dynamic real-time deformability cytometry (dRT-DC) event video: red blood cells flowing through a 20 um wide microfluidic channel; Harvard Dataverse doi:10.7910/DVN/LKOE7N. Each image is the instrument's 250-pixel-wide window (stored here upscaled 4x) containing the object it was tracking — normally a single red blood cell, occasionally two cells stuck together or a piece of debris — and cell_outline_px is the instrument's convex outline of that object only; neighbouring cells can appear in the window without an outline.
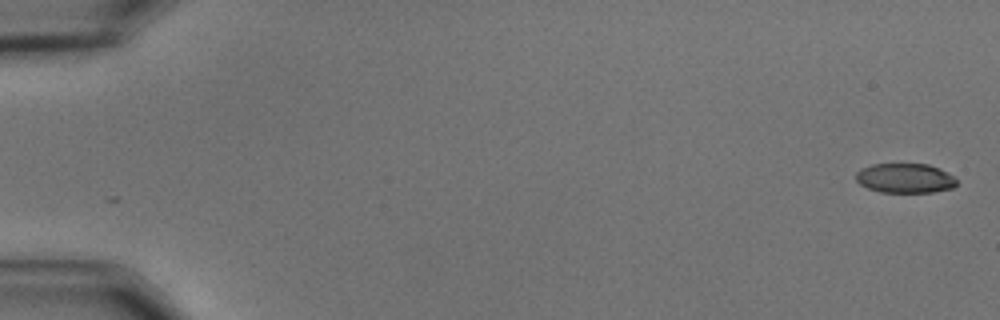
{"species": "common noctule bat (a hibernating species)", "species_latin": "Nyctalus noctula", "temperature_condition": "cold", "stored_images_in_passage": 18, "camera_frame_rate_fps": 3000, "um_per_image_px": 0.085, "animal": {"sex": "male", "body_mass_g": 15.6}, "frame": {"image": 1, "passage_image": 1, "time_ms": 0.0, "image_size_px": [1000, 320], "cell_outline_px": [[956, 184], [952, 188], [932, 192], [880, 192], [868, 188], [860, 184], [856, 180], [856, 172], [860, 168], [872, 164], [928, 164], [940, 168], [948, 172], [956, 180]], "centroid_in_image_um": [76.91, 15.14], "position_along_channel_um": 8.1, "area_um2": 17.4}}
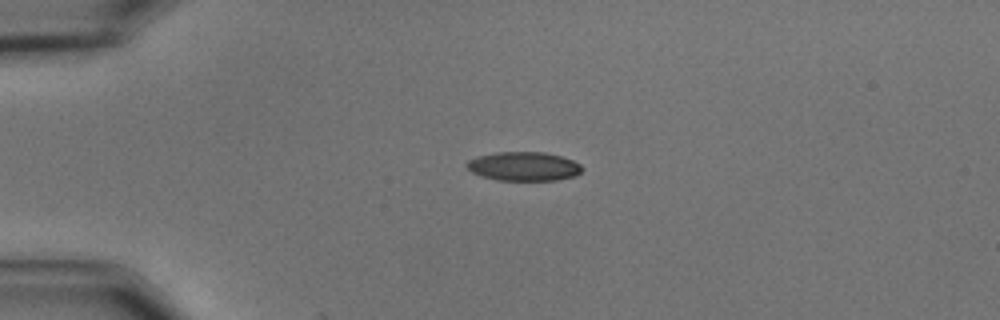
{"frame": {"image": 2, "passage_image": 14, "time_ms": 4.333, "image_size_px": [1000, 320], "cell_outline_px": [[584, 168], [576, 176], [556, 180], [496, 180], [480, 176], [472, 172], [464, 164], [468, 160], [476, 156], [496, 152], [544, 152], [560, 156], [572, 160], [580, 164]], "centroid_in_image_um": [44.49, 14.14], "position_along_channel_um": 40.5, "area_um2": 19.59}}